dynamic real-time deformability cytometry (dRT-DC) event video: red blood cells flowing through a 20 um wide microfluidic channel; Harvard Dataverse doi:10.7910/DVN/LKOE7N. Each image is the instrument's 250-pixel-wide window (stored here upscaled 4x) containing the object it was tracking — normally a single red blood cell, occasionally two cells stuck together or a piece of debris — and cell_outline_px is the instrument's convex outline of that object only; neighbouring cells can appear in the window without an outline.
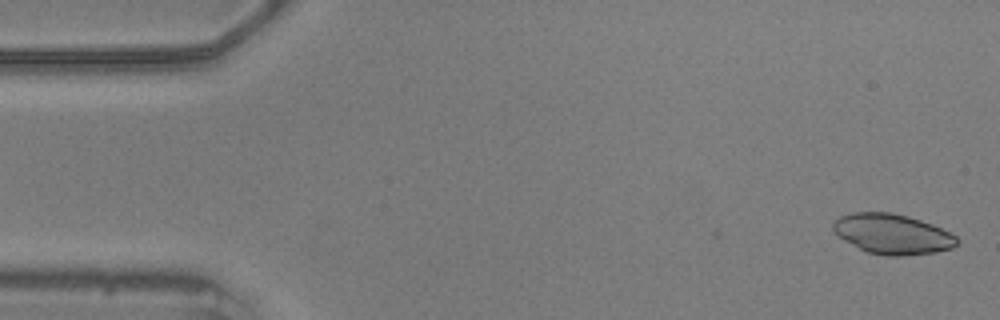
{"species": "common noctule bat (a hibernating species)", "species_latin": "Nyctalus noctula", "temperature_condition": "warm", "stored_images_in_passage": 31, "camera_frame_rate_fps": 3000, "um_per_image_px": 0.085, "animal": {"sex": "male", "body_mass_g": 20.5, "forearm_length_mm": 52.5}, "frame": {"image": 1, "passage_image": 1, "time_ms": 0.0, "image_size_px": [1000, 320], "cell_outline_px": [[960, 240], [952, 248], [936, 252], [900, 256], [888, 256], [868, 252], [844, 240], [832, 228], [832, 224], [840, 216], [852, 212], [892, 212], [908, 216], [932, 224], [956, 236]], "centroid_in_image_um": [75.86, 19.88], "position_along_channel_um": 9.1, "area_um2": 28.73}}
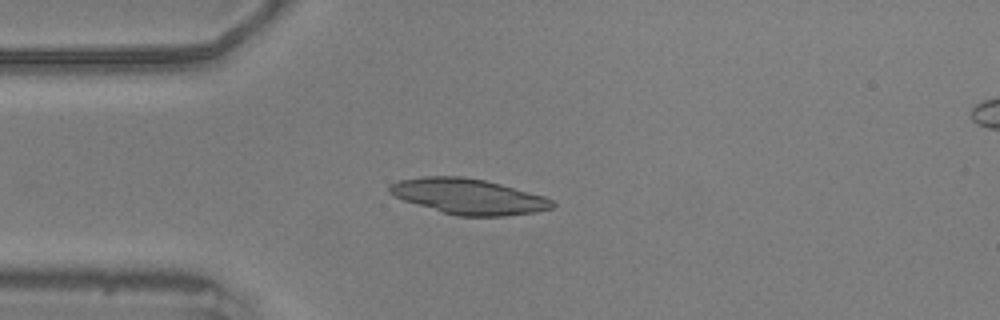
{"frame": {"image": 2, "passage_image": 13, "time_ms": 4.0, "image_size_px": [1000, 320], "cell_outline_px": [[556, 204], [552, 208], [536, 212], [504, 216], [456, 216], [404, 200], [388, 192], [388, 184], [400, 180], [424, 176], [460, 176], [484, 180], [500, 184], [544, 196], [552, 200]], "centroid_in_image_um": [39.82, 16.7], "position_along_channel_um": 45.2, "area_um2": 33.41}}